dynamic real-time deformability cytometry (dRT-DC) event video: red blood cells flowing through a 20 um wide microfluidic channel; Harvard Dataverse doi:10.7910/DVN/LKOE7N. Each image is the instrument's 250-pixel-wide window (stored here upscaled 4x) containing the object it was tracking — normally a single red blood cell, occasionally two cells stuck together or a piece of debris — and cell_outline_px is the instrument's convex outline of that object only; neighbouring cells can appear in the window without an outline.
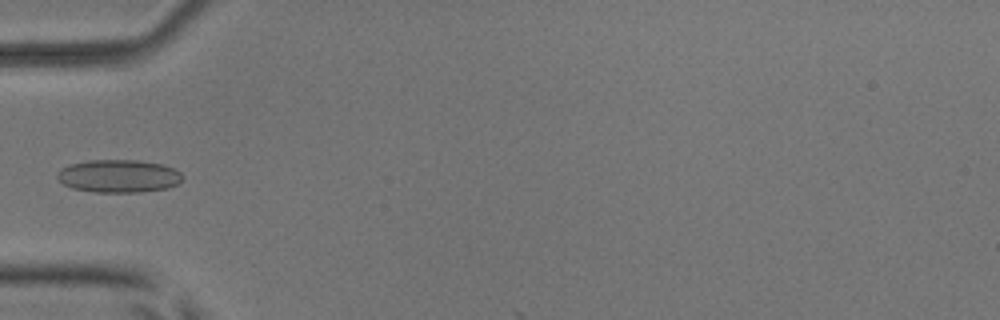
{"species": "common noctule bat (a hibernating species)", "species_latin": "Nyctalus noctula", "temperature_condition": "room temperature", "stored_images_in_passage": 6, "camera_frame_rate_fps": 3000, "um_per_image_px": 0.085, "animal": {"sex": "male", "body_mass_g": 17.9, "forearm_length_mm": 54.2}, "frame": {"image": 1, "passage_image": 5, "time_ms": 5.667, "image_size_px": [1000, 320], "cell_outline_px": [[184, 176], [176, 184], [168, 188], [140, 192], [96, 192], [72, 188], [64, 184], [56, 176], [56, 172], [60, 168], [68, 164], [88, 160], [136, 160], [164, 164], [180, 172]], "centroid_in_image_um": [10.06, 14.96], "position_along_channel_um": 74.9, "area_um2": 24.1}}
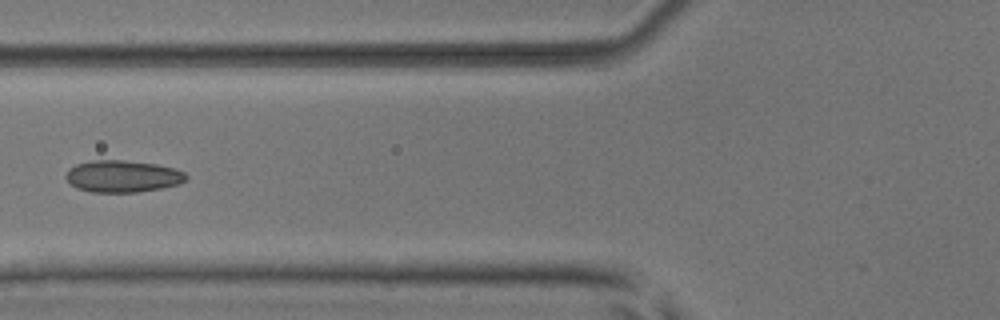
{"frame": {"image": 2, "passage_image": 6, "time_ms": 6.667, "image_size_px": [1000, 320], "cell_outline_px": [[188, 176], [180, 184], [164, 188], [136, 192], [92, 192], [76, 188], [64, 176], [68, 168], [76, 164], [92, 160], [124, 160], [156, 164], [176, 168], [184, 172]], "centroid_in_image_um": [10.43, 14.98], "position_along_channel_um": 115.4, "area_um2": 22.54}}